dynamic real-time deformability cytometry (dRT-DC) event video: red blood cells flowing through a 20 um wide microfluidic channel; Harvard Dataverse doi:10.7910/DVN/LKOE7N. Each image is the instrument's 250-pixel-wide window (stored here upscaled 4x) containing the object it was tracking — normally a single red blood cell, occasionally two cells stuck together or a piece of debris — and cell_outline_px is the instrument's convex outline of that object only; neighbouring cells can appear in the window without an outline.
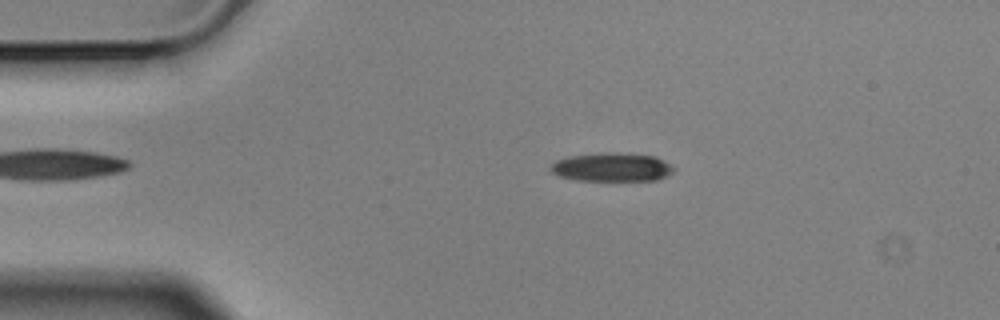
{"species": "Egyptian fruit bat (a non-hibernating species)", "species_latin": "Rousettus aegyptiacus", "temperature_condition": "cold", "stored_images_in_passage": 3, "camera_frame_rate_fps": 3000, "um_per_image_px": 0.085, "animal": {"sex": "male"}, "frame": {"image": 1, "passage_image": 2, "time_ms": 0.333, "image_size_px": [1000, 320], "cell_outline_px": [[676, 168], [668, 176], [656, 180], [576, 180], [556, 176], [548, 168], [556, 160], [568, 156], [600, 152], [616, 152], [656, 156]], "centroid_in_image_um": [51.98, 14.2], "position_along_channel_um": 33.0, "area_um2": 20.81}}